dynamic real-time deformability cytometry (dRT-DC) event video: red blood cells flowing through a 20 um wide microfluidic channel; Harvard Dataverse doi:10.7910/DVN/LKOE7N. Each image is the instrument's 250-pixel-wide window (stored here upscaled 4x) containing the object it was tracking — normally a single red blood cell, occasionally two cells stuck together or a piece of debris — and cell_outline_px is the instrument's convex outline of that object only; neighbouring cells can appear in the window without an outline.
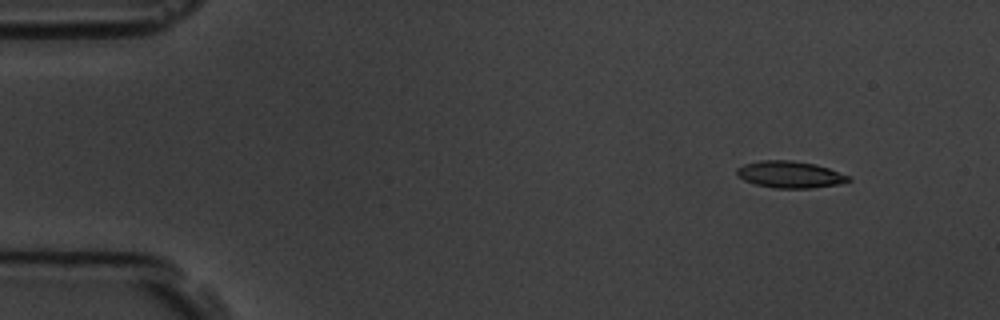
{"species": "common noctule bat (a hibernating species)", "species_latin": "Nyctalus noctula", "temperature_condition": "room temperature", "stored_images_in_passage": 6, "camera_frame_rate_fps": 3000, "um_per_image_px": 0.085, "animal": {"sex": "male", "body_mass_g": 19.5, "forearm_length_mm": 54.6}, "frame": {"image": 1, "passage_image": 2, "time_ms": 1.333, "image_size_px": [1000, 320], "cell_outline_px": [[852, 180], [840, 184], [808, 188], [776, 188], [756, 184], [744, 180], [736, 176], [736, 168], [744, 164], [760, 160], [792, 160], [816, 164], [828, 168], [848, 176]], "centroid_in_image_um": [67.11, 14.82], "position_along_channel_um": 17.9, "area_um2": 17.4}}
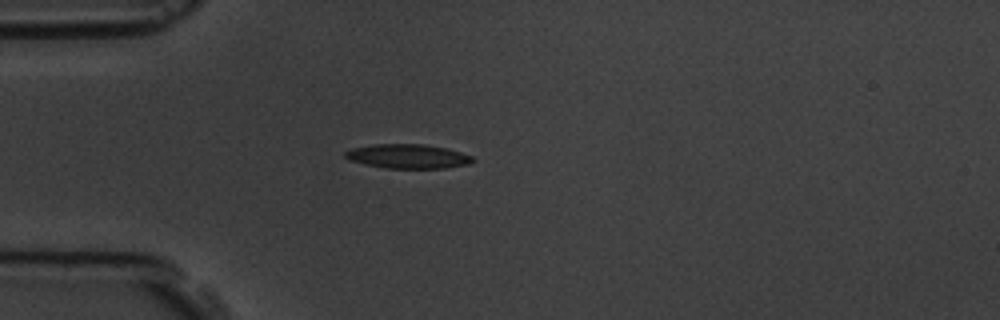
{"frame": {"image": 2, "passage_image": 5, "time_ms": 4.667, "image_size_px": [1000, 320], "cell_outline_px": [[476, 160], [468, 164], [444, 168], [384, 168], [364, 164], [348, 160], [344, 156], [344, 152], [352, 148], [372, 144], [424, 144], [444, 148], [460, 152], [472, 156]], "centroid_in_image_um": [34.63, 13.29], "position_along_channel_um": 50.4, "area_um2": 18.03}}